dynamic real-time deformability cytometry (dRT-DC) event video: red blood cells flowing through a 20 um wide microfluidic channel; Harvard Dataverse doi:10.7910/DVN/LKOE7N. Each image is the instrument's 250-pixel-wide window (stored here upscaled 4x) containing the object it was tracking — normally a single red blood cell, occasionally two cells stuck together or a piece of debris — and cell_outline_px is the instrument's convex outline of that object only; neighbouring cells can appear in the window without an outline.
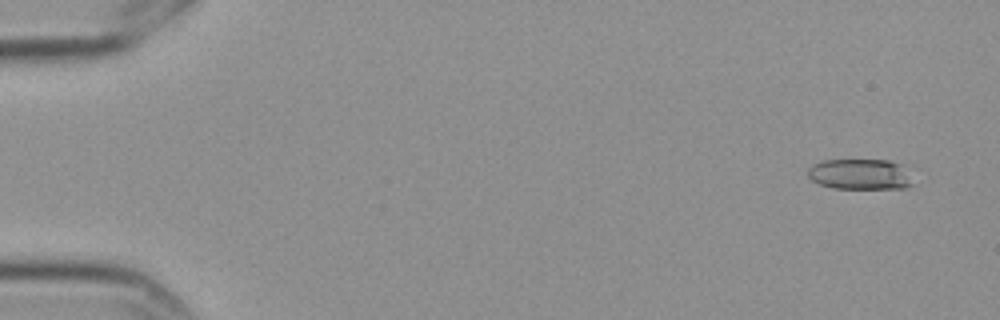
{"species": "Egyptian fruit bat (a non-hibernating species)", "species_latin": "Rousettus aegyptiacus", "temperature_condition": "cold", "stored_images_in_passage": 6, "camera_frame_rate_fps": 3000, "um_per_image_px": 0.085, "frame": {"image": 1, "passage_image": 1, "time_ms": 0.0, "image_size_px": [1000, 320], "cell_outline_px": [[916, 184], [904, 188], [832, 188], [820, 184], [812, 180], [808, 176], [808, 168], [824, 160], [888, 160], [896, 164]], "centroid_in_image_um": [73.06, 14.83], "position_along_channel_um": 11.9, "area_um2": 18.26}}
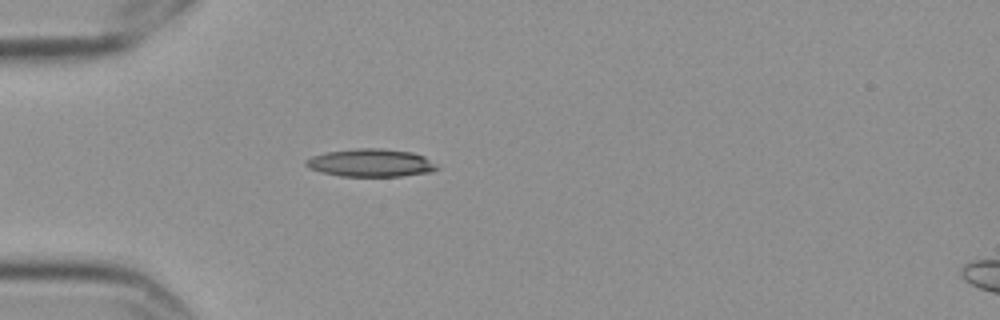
{"frame": {"image": 2, "passage_image": 5, "time_ms": 1.333, "image_size_px": [1000, 320], "cell_outline_px": [[440, 168], [432, 172], [400, 176], [340, 176], [320, 172], [308, 168], [304, 164], [304, 160], [312, 156], [328, 152], [356, 148], [380, 148], [412, 152], [424, 156]], "centroid_in_image_um": [31.49, 13.84], "position_along_channel_um": 53.5, "area_um2": 21.33}}